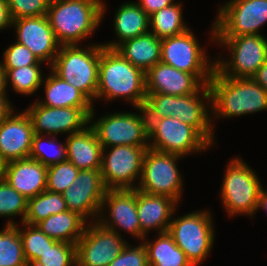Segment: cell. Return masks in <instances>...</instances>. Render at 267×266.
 <instances>
[{"label": "cell", "mask_w": 267, "mask_h": 266, "mask_svg": "<svg viewBox=\"0 0 267 266\" xmlns=\"http://www.w3.org/2000/svg\"><path fill=\"white\" fill-rule=\"evenodd\" d=\"M145 72L133 66L115 49L100 44V60L96 99H126L136 108L146 100Z\"/></svg>", "instance_id": "cell-1"}, {"label": "cell", "mask_w": 267, "mask_h": 266, "mask_svg": "<svg viewBox=\"0 0 267 266\" xmlns=\"http://www.w3.org/2000/svg\"><path fill=\"white\" fill-rule=\"evenodd\" d=\"M105 8L102 0H51L46 16L61 46L79 45L101 24Z\"/></svg>", "instance_id": "cell-2"}, {"label": "cell", "mask_w": 267, "mask_h": 266, "mask_svg": "<svg viewBox=\"0 0 267 266\" xmlns=\"http://www.w3.org/2000/svg\"><path fill=\"white\" fill-rule=\"evenodd\" d=\"M208 85L211 116L231 118L267 109V91L253 78L226 77L215 68Z\"/></svg>", "instance_id": "cell-3"}, {"label": "cell", "mask_w": 267, "mask_h": 266, "mask_svg": "<svg viewBox=\"0 0 267 266\" xmlns=\"http://www.w3.org/2000/svg\"><path fill=\"white\" fill-rule=\"evenodd\" d=\"M200 92H203L200 94ZM143 106L147 118L174 117L194 127L211 145H213V123L209 118L206 101L211 100L208 84L202 85L195 93L175 96L162 93H146ZM200 95V97H199ZM206 99L205 102L202 98ZM204 103V104H203Z\"/></svg>", "instance_id": "cell-4"}, {"label": "cell", "mask_w": 267, "mask_h": 266, "mask_svg": "<svg viewBox=\"0 0 267 266\" xmlns=\"http://www.w3.org/2000/svg\"><path fill=\"white\" fill-rule=\"evenodd\" d=\"M99 60L100 44L85 49L79 45H62L51 70L93 102L97 93Z\"/></svg>", "instance_id": "cell-5"}, {"label": "cell", "mask_w": 267, "mask_h": 266, "mask_svg": "<svg viewBox=\"0 0 267 266\" xmlns=\"http://www.w3.org/2000/svg\"><path fill=\"white\" fill-rule=\"evenodd\" d=\"M220 190L222 202L230 216H253L257 211L258 200L263 186L243 159L235 157L230 160Z\"/></svg>", "instance_id": "cell-6"}, {"label": "cell", "mask_w": 267, "mask_h": 266, "mask_svg": "<svg viewBox=\"0 0 267 266\" xmlns=\"http://www.w3.org/2000/svg\"><path fill=\"white\" fill-rule=\"evenodd\" d=\"M215 42L230 50V60H222L221 56L215 60V68L223 76L252 78L267 60V39L262 35L215 37Z\"/></svg>", "instance_id": "cell-7"}, {"label": "cell", "mask_w": 267, "mask_h": 266, "mask_svg": "<svg viewBox=\"0 0 267 266\" xmlns=\"http://www.w3.org/2000/svg\"><path fill=\"white\" fill-rule=\"evenodd\" d=\"M149 149L185 156L201 152L212 145L192 126L178 118H147Z\"/></svg>", "instance_id": "cell-8"}, {"label": "cell", "mask_w": 267, "mask_h": 266, "mask_svg": "<svg viewBox=\"0 0 267 266\" xmlns=\"http://www.w3.org/2000/svg\"><path fill=\"white\" fill-rule=\"evenodd\" d=\"M209 211H195L171 219L168 233L193 266L209 255L214 242V227Z\"/></svg>", "instance_id": "cell-9"}, {"label": "cell", "mask_w": 267, "mask_h": 266, "mask_svg": "<svg viewBox=\"0 0 267 266\" xmlns=\"http://www.w3.org/2000/svg\"><path fill=\"white\" fill-rule=\"evenodd\" d=\"M217 15L211 29L213 41L215 37L261 35L259 29L267 22V0H230Z\"/></svg>", "instance_id": "cell-10"}, {"label": "cell", "mask_w": 267, "mask_h": 266, "mask_svg": "<svg viewBox=\"0 0 267 266\" xmlns=\"http://www.w3.org/2000/svg\"><path fill=\"white\" fill-rule=\"evenodd\" d=\"M137 110L142 113L115 112L89 124L103 149L120 145L149 146L147 115L143 107Z\"/></svg>", "instance_id": "cell-11"}, {"label": "cell", "mask_w": 267, "mask_h": 266, "mask_svg": "<svg viewBox=\"0 0 267 266\" xmlns=\"http://www.w3.org/2000/svg\"><path fill=\"white\" fill-rule=\"evenodd\" d=\"M195 37L188 29L180 35L161 39V62L193 74L203 85L209 84L215 61L209 63Z\"/></svg>", "instance_id": "cell-12"}, {"label": "cell", "mask_w": 267, "mask_h": 266, "mask_svg": "<svg viewBox=\"0 0 267 266\" xmlns=\"http://www.w3.org/2000/svg\"><path fill=\"white\" fill-rule=\"evenodd\" d=\"M181 156L147 149L142 164V174L137 188L152 195H165L177 202L182 193V175L177 168Z\"/></svg>", "instance_id": "cell-13"}, {"label": "cell", "mask_w": 267, "mask_h": 266, "mask_svg": "<svg viewBox=\"0 0 267 266\" xmlns=\"http://www.w3.org/2000/svg\"><path fill=\"white\" fill-rule=\"evenodd\" d=\"M102 151L101 174L107 189H136L140 181L143 158L149 146L120 145ZM138 178V179H137Z\"/></svg>", "instance_id": "cell-14"}, {"label": "cell", "mask_w": 267, "mask_h": 266, "mask_svg": "<svg viewBox=\"0 0 267 266\" xmlns=\"http://www.w3.org/2000/svg\"><path fill=\"white\" fill-rule=\"evenodd\" d=\"M88 224L76 243L77 266H108L128 242L121 234L94 221Z\"/></svg>", "instance_id": "cell-15"}, {"label": "cell", "mask_w": 267, "mask_h": 266, "mask_svg": "<svg viewBox=\"0 0 267 266\" xmlns=\"http://www.w3.org/2000/svg\"><path fill=\"white\" fill-rule=\"evenodd\" d=\"M106 191L101 169L79 170L75 181L62 195L68 210L78 213L87 221L90 216L98 219Z\"/></svg>", "instance_id": "cell-16"}, {"label": "cell", "mask_w": 267, "mask_h": 266, "mask_svg": "<svg viewBox=\"0 0 267 266\" xmlns=\"http://www.w3.org/2000/svg\"><path fill=\"white\" fill-rule=\"evenodd\" d=\"M26 113L31 119L34 133L56 136L61 133L75 134L83 131L89 123V116L76 107H49L34 102Z\"/></svg>", "instance_id": "cell-17"}, {"label": "cell", "mask_w": 267, "mask_h": 266, "mask_svg": "<svg viewBox=\"0 0 267 266\" xmlns=\"http://www.w3.org/2000/svg\"><path fill=\"white\" fill-rule=\"evenodd\" d=\"M16 28L17 43L28 47L40 62L54 63L60 44L52 30L46 15L15 19L12 26Z\"/></svg>", "instance_id": "cell-18"}, {"label": "cell", "mask_w": 267, "mask_h": 266, "mask_svg": "<svg viewBox=\"0 0 267 266\" xmlns=\"http://www.w3.org/2000/svg\"><path fill=\"white\" fill-rule=\"evenodd\" d=\"M105 206H108L110 217L107 215L108 220L102 216ZM100 213L96 221L102 226L117 233L119 228H121L141 240V228L136 206V189H107L101 204Z\"/></svg>", "instance_id": "cell-19"}, {"label": "cell", "mask_w": 267, "mask_h": 266, "mask_svg": "<svg viewBox=\"0 0 267 266\" xmlns=\"http://www.w3.org/2000/svg\"><path fill=\"white\" fill-rule=\"evenodd\" d=\"M0 122V157L7 163L29 158L34 130L26 111Z\"/></svg>", "instance_id": "cell-20"}, {"label": "cell", "mask_w": 267, "mask_h": 266, "mask_svg": "<svg viewBox=\"0 0 267 266\" xmlns=\"http://www.w3.org/2000/svg\"><path fill=\"white\" fill-rule=\"evenodd\" d=\"M146 93L184 96L195 93L203 84L193 75L158 62L145 73Z\"/></svg>", "instance_id": "cell-21"}, {"label": "cell", "mask_w": 267, "mask_h": 266, "mask_svg": "<svg viewBox=\"0 0 267 266\" xmlns=\"http://www.w3.org/2000/svg\"><path fill=\"white\" fill-rule=\"evenodd\" d=\"M177 201L165 195H152L136 189V206L141 228V240L148 231L157 229L159 233L168 232L171 216L176 210Z\"/></svg>", "instance_id": "cell-22"}, {"label": "cell", "mask_w": 267, "mask_h": 266, "mask_svg": "<svg viewBox=\"0 0 267 266\" xmlns=\"http://www.w3.org/2000/svg\"><path fill=\"white\" fill-rule=\"evenodd\" d=\"M47 167L32 158L6 163L5 180L17 192L29 199L46 190Z\"/></svg>", "instance_id": "cell-23"}, {"label": "cell", "mask_w": 267, "mask_h": 266, "mask_svg": "<svg viewBox=\"0 0 267 266\" xmlns=\"http://www.w3.org/2000/svg\"><path fill=\"white\" fill-rule=\"evenodd\" d=\"M65 143L67 161L79 170L101 169L103 147L90 126L81 132L67 135Z\"/></svg>", "instance_id": "cell-24"}, {"label": "cell", "mask_w": 267, "mask_h": 266, "mask_svg": "<svg viewBox=\"0 0 267 266\" xmlns=\"http://www.w3.org/2000/svg\"><path fill=\"white\" fill-rule=\"evenodd\" d=\"M51 72L42 82L45 85V100L36 102L49 107L81 108L89 116V123H92L95 114L92 102L73 85L62 80L52 70Z\"/></svg>", "instance_id": "cell-25"}, {"label": "cell", "mask_w": 267, "mask_h": 266, "mask_svg": "<svg viewBox=\"0 0 267 266\" xmlns=\"http://www.w3.org/2000/svg\"><path fill=\"white\" fill-rule=\"evenodd\" d=\"M115 50L133 66L145 73L161 62V39L151 33L142 34L119 44Z\"/></svg>", "instance_id": "cell-26"}, {"label": "cell", "mask_w": 267, "mask_h": 266, "mask_svg": "<svg viewBox=\"0 0 267 266\" xmlns=\"http://www.w3.org/2000/svg\"><path fill=\"white\" fill-rule=\"evenodd\" d=\"M114 30L118 41L102 45L108 49H115L122 42L148 33L149 16L140 8L137 2H126L122 4L114 18Z\"/></svg>", "instance_id": "cell-27"}, {"label": "cell", "mask_w": 267, "mask_h": 266, "mask_svg": "<svg viewBox=\"0 0 267 266\" xmlns=\"http://www.w3.org/2000/svg\"><path fill=\"white\" fill-rule=\"evenodd\" d=\"M86 224L88 223L81 215L66 210L50 215L36 226L51 239L76 244L83 236Z\"/></svg>", "instance_id": "cell-28"}, {"label": "cell", "mask_w": 267, "mask_h": 266, "mask_svg": "<svg viewBox=\"0 0 267 266\" xmlns=\"http://www.w3.org/2000/svg\"><path fill=\"white\" fill-rule=\"evenodd\" d=\"M143 243L149 266H193L168 232L159 233L156 240Z\"/></svg>", "instance_id": "cell-29"}, {"label": "cell", "mask_w": 267, "mask_h": 266, "mask_svg": "<svg viewBox=\"0 0 267 266\" xmlns=\"http://www.w3.org/2000/svg\"><path fill=\"white\" fill-rule=\"evenodd\" d=\"M182 4L173 3L149 16L150 32L159 39L180 35L188 28L182 17Z\"/></svg>", "instance_id": "cell-30"}, {"label": "cell", "mask_w": 267, "mask_h": 266, "mask_svg": "<svg viewBox=\"0 0 267 266\" xmlns=\"http://www.w3.org/2000/svg\"><path fill=\"white\" fill-rule=\"evenodd\" d=\"M68 210L67 204L60 193L48 190L27 199V212L24 223L36 225L50 215H55Z\"/></svg>", "instance_id": "cell-31"}, {"label": "cell", "mask_w": 267, "mask_h": 266, "mask_svg": "<svg viewBox=\"0 0 267 266\" xmlns=\"http://www.w3.org/2000/svg\"><path fill=\"white\" fill-rule=\"evenodd\" d=\"M0 266H29L15 221L10 220L0 231Z\"/></svg>", "instance_id": "cell-32"}, {"label": "cell", "mask_w": 267, "mask_h": 266, "mask_svg": "<svg viewBox=\"0 0 267 266\" xmlns=\"http://www.w3.org/2000/svg\"><path fill=\"white\" fill-rule=\"evenodd\" d=\"M25 230L19 228L23 252L29 266H32L57 241L48 237L36 225L22 223Z\"/></svg>", "instance_id": "cell-33"}, {"label": "cell", "mask_w": 267, "mask_h": 266, "mask_svg": "<svg viewBox=\"0 0 267 266\" xmlns=\"http://www.w3.org/2000/svg\"><path fill=\"white\" fill-rule=\"evenodd\" d=\"M41 65L23 66L20 68H4L6 71L7 85L11 83L12 89L16 93L31 95L39 90L43 75L40 69Z\"/></svg>", "instance_id": "cell-34"}, {"label": "cell", "mask_w": 267, "mask_h": 266, "mask_svg": "<svg viewBox=\"0 0 267 266\" xmlns=\"http://www.w3.org/2000/svg\"><path fill=\"white\" fill-rule=\"evenodd\" d=\"M55 137L52 135L47 142H44L45 135L34 133L29 158L39 161L46 167L67 161L66 143H59L56 147ZM43 142L47 144L44 145Z\"/></svg>", "instance_id": "cell-35"}, {"label": "cell", "mask_w": 267, "mask_h": 266, "mask_svg": "<svg viewBox=\"0 0 267 266\" xmlns=\"http://www.w3.org/2000/svg\"><path fill=\"white\" fill-rule=\"evenodd\" d=\"M79 169L69 161L47 167L46 190L62 194L71 186Z\"/></svg>", "instance_id": "cell-36"}, {"label": "cell", "mask_w": 267, "mask_h": 266, "mask_svg": "<svg viewBox=\"0 0 267 266\" xmlns=\"http://www.w3.org/2000/svg\"><path fill=\"white\" fill-rule=\"evenodd\" d=\"M32 266H77L76 244L57 241Z\"/></svg>", "instance_id": "cell-37"}, {"label": "cell", "mask_w": 267, "mask_h": 266, "mask_svg": "<svg viewBox=\"0 0 267 266\" xmlns=\"http://www.w3.org/2000/svg\"><path fill=\"white\" fill-rule=\"evenodd\" d=\"M27 212V198L12 188L6 180L0 181V217L20 215L21 223Z\"/></svg>", "instance_id": "cell-38"}, {"label": "cell", "mask_w": 267, "mask_h": 266, "mask_svg": "<svg viewBox=\"0 0 267 266\" xmlns=\"http://www.w3.org/2000/svg\"><path fill=\"white\" fill-rule=\"evenodd\" d=\"M2 64L3 68H20L30 65H42L38 58L32 53V51L17 42L10 45L3 54Z\"/></svg>", "instance_id": "cell-39"}, {"label": "cell", "mask_w": 267, "mask_h": 266, "mask_svg": "<svg viewBox=\"0 0 267 266\" xmlns=\"http://www.w3.org/2000/svg\"><path fill=\"white\" fill-rule=\"evenodd\" d=\"M51 0H7L12 20L47 15Z\"/></svg>", "instance_id": "cell-40"}, {"label": "cell", "mask_w": 267, "mask_h": 266, "mask_svg": "<svg viewBox=\"0 0 267 266\" xmlns=\"http://www.w3.org/2000/svg\"><path fill=\"white\" fill-rule=\"evenodd\" d=\"M108 266H149L145 244L141 242L138 246L132 247L127 243L119 256Z\"/></svg>", "instance_id": "cell-41"}, {"label": "cell", "mask_w": 267, "mask_h": 266, "mask_svg": "<svg viewBox=\"0 0 267 266\" xmlns=\"http://www.w3.org/2000/svg\"><path fill=\"white\" fill-rule=\"evenodd\" d=\"M173 3H175L174 0H139L137 4L148 16H151L162 8L172 5Z\"/></svg>", "instance_id": "cell-42"}, {"label": "cell", "mask_w": 267, "mask_h": 266, "mask_svg": "<svg viewBox=\"0 0 267 266\" xmlns=\"http://www.w3.org/2000/svg\"><path fill=\"white\" fill-rule=\"evenodd\" d=\"M12 22L7 0H0V30L12 27Z\"/></svg>", "instance_id": "cell-43"}, {"label": "cell", "mask_w": 267, "mask_h": 266, "mask_svg": "<svg viewBox=\"0 0 267 266\" xmlns=\"http://www.w3.org/2000/svg\"><path fill=\"white\" fill-rule=\"evenodd\" d=\"M8 100L6 95H0V121L14 112V108Z\"/></svg>", "instance_id": "cell-44"}, {"label": "cell", "mask_w": 267, "mask_h": 266, "mask_svg": "<svg viewBox=\"0 0 267 266\" xmlns=\"http://www.w3.org/2000/svg\"><path fill=\"white\" fill-rule=\"evenodd\" d=\"M252 78L267 91V60Z\"/></svg>", "instance_id": "cell-45"}, {"label": "cell", "mask_w": 267, "mask_h": 266, "mask_svg": "<svg viewBox=\"0 0 267 266\" xmlns=\"http://www.w3.org/2000/svg\"><path fill=\"white\" fill-rule=\"evenodd\" d=\"M7 78L6 71L0 63V95H6Z\"/></svg>", "instance_id": "cell-46"}, {"label": "cell", "mask_w": 267, "mask_h": 266, "mask_svg": "<svg viewBox=\"0 0 267 266\" xmlns=\"http://www.w3.org/2000/svg\"><path fill=\"white\" fill-rule=\"evenodd\" d=\"M260 208L267 211V192L264 189L261 190L259 195L257 210Z\"/></svg>", "instance_id": "cell-47"}, {"label": "cell", "mask_w": 267, "mask_h": 266, "mask_svg": "<svg viewBox=\"0 0 267 266\" xmlns=\"http://www.w3.org/2000/svg\"><path fill=\"white\" fill-rule=\"evenodd\" d=\"M5 166L6 162L0 157V181L5 180Z\"/></svg>", "instance_id": "cell-48"}]
</instances>
